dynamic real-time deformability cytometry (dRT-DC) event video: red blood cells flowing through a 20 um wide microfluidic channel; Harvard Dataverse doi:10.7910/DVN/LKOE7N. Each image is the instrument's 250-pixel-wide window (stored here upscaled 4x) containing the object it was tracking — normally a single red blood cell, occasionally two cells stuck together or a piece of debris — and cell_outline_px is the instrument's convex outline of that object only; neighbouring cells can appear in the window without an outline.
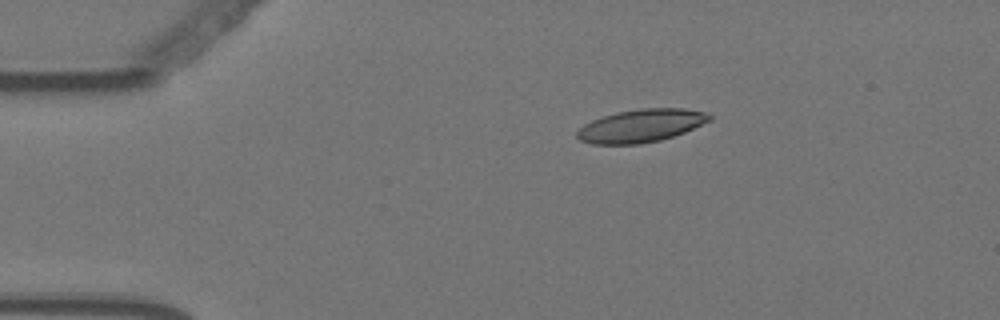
{"species": "Egyptian fruit bat (a non-hibernating species)", "species_latin": "Rousettus aegyptiacus", "temperature_condition": "warm", "stored_images_in_passage": 5, "camera_frame_rate_fps": 3000, "um_per_image_px": 0.085, "animal": {"sex": "female"}, "frame": {"image": 1, "passage_image": 4, "time_ms": 1.0, "image_size_px": [1000, 320], "cell_outline_px": [[696, 124], [680, 132], [668, 136], [648, 140], [608, 140], [632, 112], [692, 112]], "centroid_in_image_um": [55.51, 10.66], "position_along_channel_um": 29.5, "area_um2": 13.01}}